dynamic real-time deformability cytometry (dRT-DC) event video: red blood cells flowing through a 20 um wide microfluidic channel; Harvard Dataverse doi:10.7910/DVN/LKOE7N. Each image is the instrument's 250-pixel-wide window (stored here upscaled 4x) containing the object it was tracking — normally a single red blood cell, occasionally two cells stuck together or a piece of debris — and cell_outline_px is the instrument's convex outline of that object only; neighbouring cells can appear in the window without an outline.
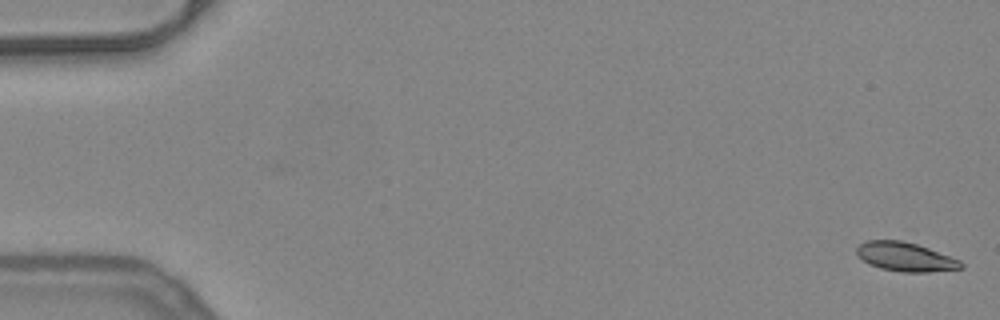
{"species": "common noctule bat (a hibernating species)", "species_latin": "Nyctalus noctula", "temperature_condition": "warm", "stored_images_in_passage": 31, "camera_frame_rate_fps": 3000, "um_per_image_px": 0.085, "animal": {"sex": "female", "body_mass_g": 24.6, "forearm_length_mm": 56.2}, "frame": {"image": 1, "passage_image": 1, "time_ms": 0.0, "image_size_px": [1000, 320], "cell_outline_px": [[964, 268], [928, 272], [900, 272], [880, 268], [868, 264], [856, 252], [856, 248], [860, 244], [868, 240], [900, 240], [916, 244], [928, 248], [960, 260], [964, 264]], "centroid_in_image_um": [76.96, 21.84], "position_along_channel_um": 8.0, "area_um2": 17.51}}
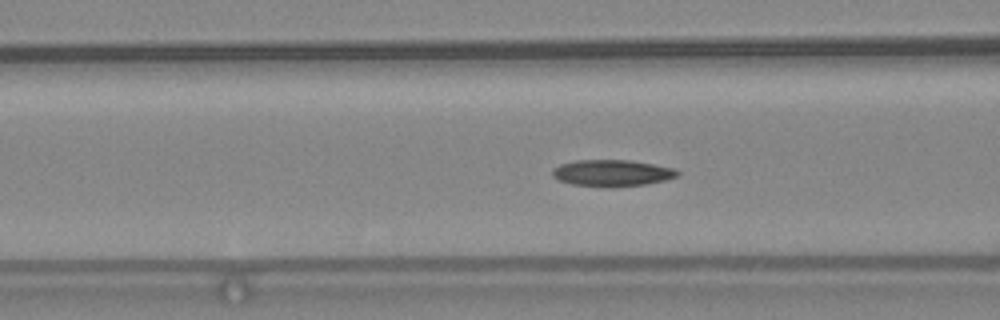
{"frame": {"image": 2, "passage_image": 21, "time_ms": 6.667, "image_size_px": [1000, 320], "cell_outline_px": [[680, 172], [676, 176], [664, 180], [644, 184], [608, 188], [604, 188], [572, 184], [556, 180], [552, 176], [552, 168], [560, 164], [576, 160], [628, 160], [676, 168]], "centroid_in_image_um": [51.97, 14.71], "position_along_channel_um": 114.6, "area_um2": 19.54}}
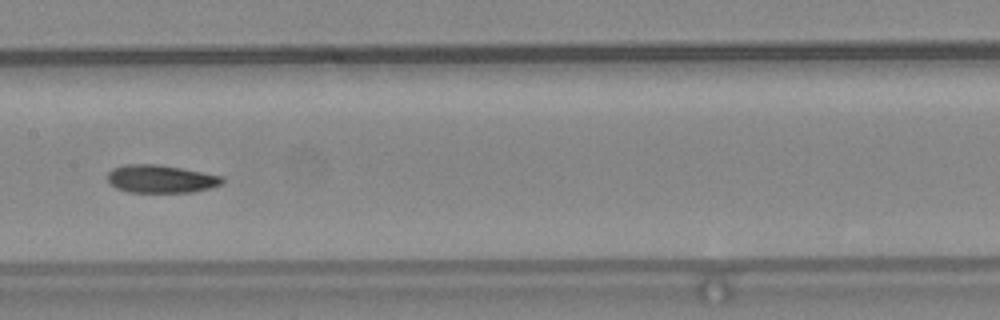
{"frame": {"image": 3, "passage_image": 27, "time_ms": 8.667, "image_size_px": [1000, 320], "cell_outline_px": [[224, 180], [220, 184], [208, 188], [192, 192], [128, 192], [116, 188], [108, 184], [108, 172], [112, 168], [124, 164], [156, 164], [180, 168], [224, 176]], "centroid_in_image_um": [13.62, 15.2], "position_along_channel_um": 193.8, "area_um2": 18.67}}